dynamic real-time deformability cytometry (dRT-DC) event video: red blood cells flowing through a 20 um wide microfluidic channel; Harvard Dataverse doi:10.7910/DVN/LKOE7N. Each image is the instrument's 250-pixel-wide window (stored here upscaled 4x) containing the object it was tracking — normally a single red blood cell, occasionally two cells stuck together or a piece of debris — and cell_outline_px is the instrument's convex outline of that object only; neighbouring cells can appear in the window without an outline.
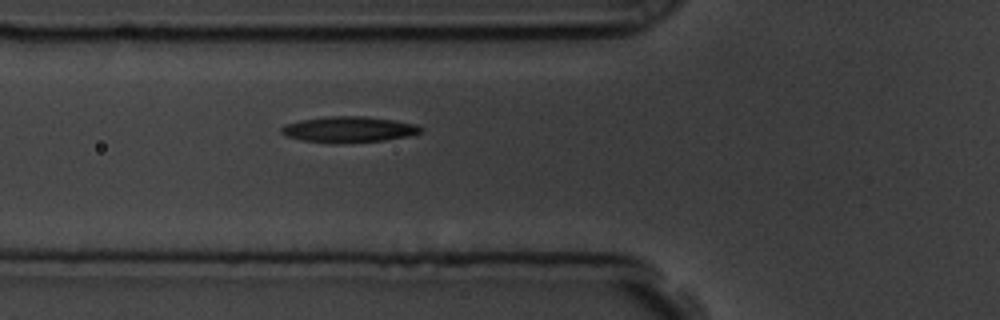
{"species": "common noctule bat (a hibernating species)", "species_latin": "Nyctalus noctula", "temperature_condition": "room temperature", "stored_images_in_passage": 34, "camera_frame_rate_fps": 3000, "um_per_image_px": 0.085, "animal": {"sex": "male", "body_mass_g": 19.5, "forearm_length_mm": 54.6}, "frame": {"image": 1, "passage_image": 10, "time_ms": 3.0, "image_size_px": [1000, 320], "cell_outline_px": [[424, 132], [408, 136], [384, 140], [304, 140], [288, 136], [280, 132], [280, 128], [284, 124], [300, 120], [328, 116], [364, 116], [392, 120], [416, 124], [424, 128]], "centroid_in_image_um": [29.7, 10.94], "position_along_channel_um": 96.1, "area_um2": 19.94}}
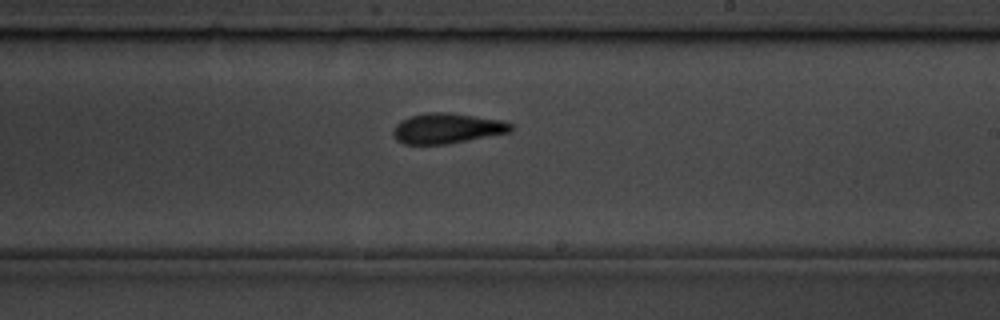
{"frame": {"image": 2, "passage_image": 23, "time_ms": 7.333, "image_size_px": [1000, 320], "cell_outline_px": [[516, 128], [512, 132], [448, 144], [404, 144], [396, 140], [392, 132], [396, 124], [400, 120], [412, 116], [428, 112], [448, 112], [504, 120], [512, 124]], "centroid_in_image_um": [38.05, 10.91], "position_along_channel_um": 251.0, "area_um2": 21.04}}
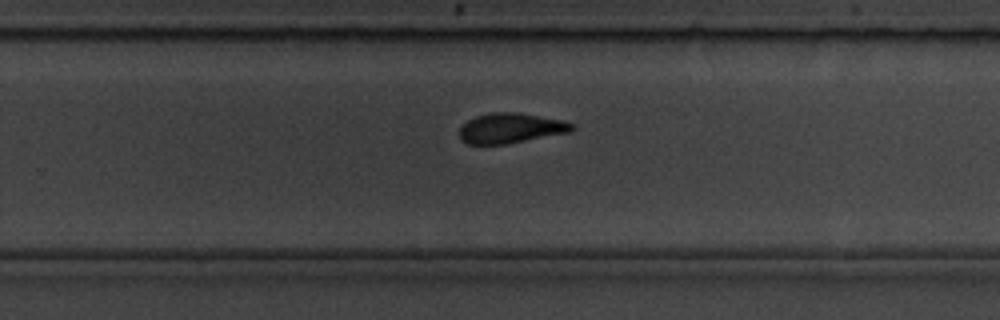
{"frame": {"image": 3, "passage_image": 26, "time_ms": 8.333, "image_size_px": [1000, 320], "cell_outline_px": [[576, 128], [572, 132], [508, 144], [468, 144], [460, 140], [460, 128], [468, 120], [476, 116], [492, 112], [520, 112], [564, 120], [576, 124]], "centroid_in_image_um": [43.48, 10.89], "position_along_channel_um": 286.3, "area_um2": 20.11}, "authors_computed_cell_mechanics": {"area_um2": 20.5768, "velocity_mm_per_s": 3.5659, "shape_relaxation_time_tau1_ms": 3.6347, "shape_relaxation_time_tau2_ms": 2.9017, "deformation_change_tau1": 0.149, "deformation_change_tau2": 0.0864}}